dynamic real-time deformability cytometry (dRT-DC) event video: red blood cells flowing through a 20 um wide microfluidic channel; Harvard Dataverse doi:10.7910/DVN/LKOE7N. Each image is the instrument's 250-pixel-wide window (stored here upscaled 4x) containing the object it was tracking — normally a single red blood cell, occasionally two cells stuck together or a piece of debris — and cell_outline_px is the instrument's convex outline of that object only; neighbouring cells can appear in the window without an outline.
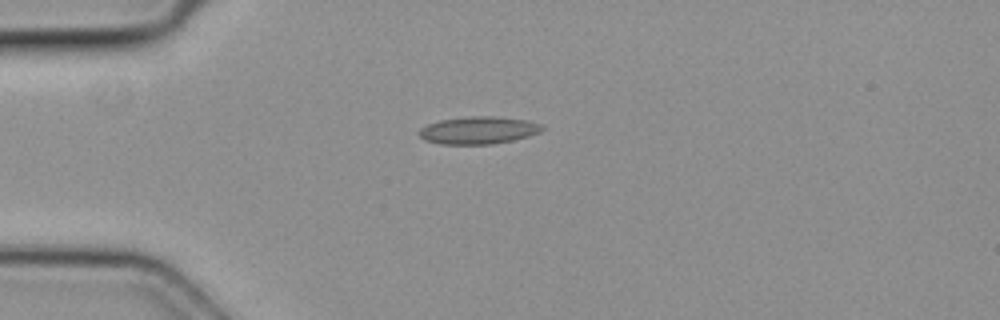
{"species": "common noctule bat (a hibernating species)", "species_latin": "Nyctalus noctula", "temperature_condition": "cold", "stored_images_in_passage": 4, "camera_frame_rate_fps": 3000, "um_per_image_px": 0.085, "animal": {"sex": "female", "body_mass_g": 19.3, "forearm_length_mm": 54.1}, "frame": {"image": 1, "passage_image": 3, "time_ms": 0.667, "image_size_px": [1000, 320], "cell_outline_px": [[544, 128], [540, 132], [528, 136], [512, 140], [492, 144], [440, 144], [424, 140], [420, 136], [420, 128], [428, 124], [440, 120], [468, 116], [492, 116], [524, 120], [540, 124]], "centroid_in_image_um": [40.64, 11.07], "position_along_channel_um": 44.4, "area_um2": 19.48}}
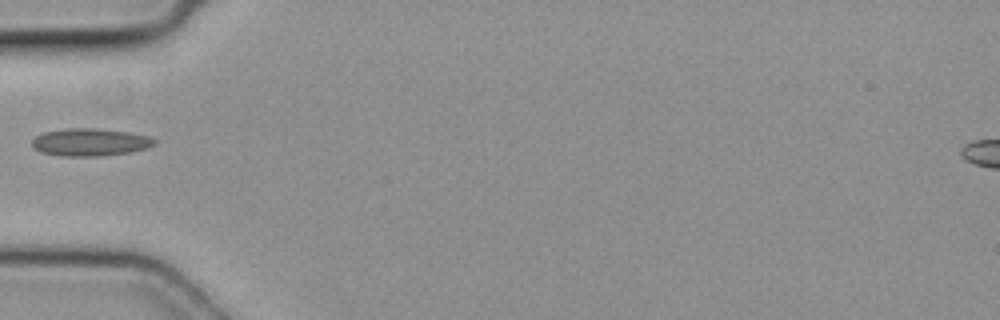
{"frame": {"image": 2, "passage_image": 4, "time_ms": 1.0, "image_size_px": [1000, 320], "cell_outline_px": [[156, 144], [144, 148], [128, 152], [96, 156], [60, 156], [40, 152], [32, 148], [32, 140], [36, 136], [44, 132], [64, 128], [100, 128], [128, 132], [148, 136], [156, 140]], "centroid_in_image_um": [7.6, 12.07], "position_along_channel_um": 77.4, "area_um2": 19.65}}